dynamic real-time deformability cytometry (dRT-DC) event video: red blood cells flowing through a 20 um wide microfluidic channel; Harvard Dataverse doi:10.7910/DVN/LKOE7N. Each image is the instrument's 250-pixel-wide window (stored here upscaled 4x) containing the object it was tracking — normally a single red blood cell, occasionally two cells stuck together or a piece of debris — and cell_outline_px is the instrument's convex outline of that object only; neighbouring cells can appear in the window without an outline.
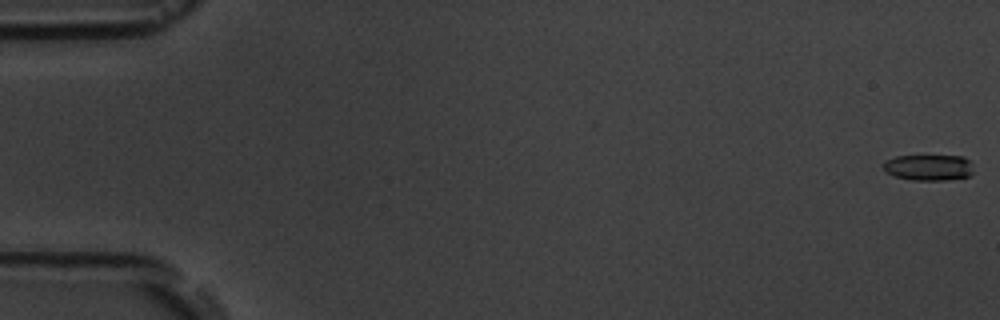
{"species": "common noctule bat (a hibernating species)", "species_latin": "Nyctalus noctula", "temperature_condition": "room temperature", "stored_images_in_passage": 8, "camera_frame_rate_fps": 3000, "um_per_image_px": 0.085, "animal": {"sex": "male", "body_mass_g": 19.5, "forearm_length_mm": 54.6}, "frame": {"image": 1, "passage_image": 1, "time_ms": 0.0, "image_size_px": [1000, 320], "cell_outline_px": [[972, 172], [968, 176], [944, 180], [912, 180], [896, 176], [884, 172], [884, 164], [888, 160], [896, 156], [964, 156], [972, 164]], "centroid_in_image_um": [78.94, 14.23], "position_along_channel_um": 6.1, "area_um2": 13.47}}
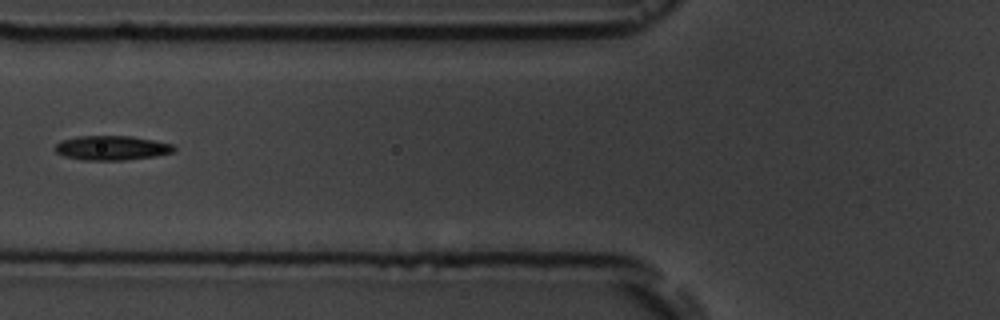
{"frame": {"image": 2, "passage_image": 7, "time_ms": 7.333, "image_size_px": [1000, 320], "cell_outline_px": [[176, 152], [156, 156], [124, 160], [84, 160], [64, 156], [56, 152], [52, 148], [60, 140], [76, 136], [132, 136], [172, 144], [176, 148]], "centroid_in_image_um": [9.48, 12.57], "position_along_channel_um": 116.3, "area_um2": 17.11}}
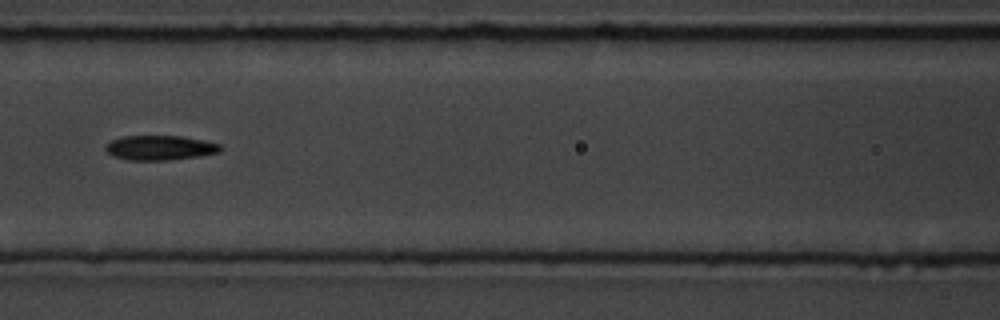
{"frame": {"image": 3, "passage_image": 8, "time_ms": 8.333, "image_size_px": [1000, 320], "cell_outline_px": [[220, 152], [200, 156], [168, 160], [128, 160], [112, 156], [104, 148], [112, 140], [120, 136], [180, 136], [204, 140], [220, 144]], "centroid_in_image_um": [13.58, 12.56], "position_along_channel_um": 153.0, "area_um2": 16.47}}